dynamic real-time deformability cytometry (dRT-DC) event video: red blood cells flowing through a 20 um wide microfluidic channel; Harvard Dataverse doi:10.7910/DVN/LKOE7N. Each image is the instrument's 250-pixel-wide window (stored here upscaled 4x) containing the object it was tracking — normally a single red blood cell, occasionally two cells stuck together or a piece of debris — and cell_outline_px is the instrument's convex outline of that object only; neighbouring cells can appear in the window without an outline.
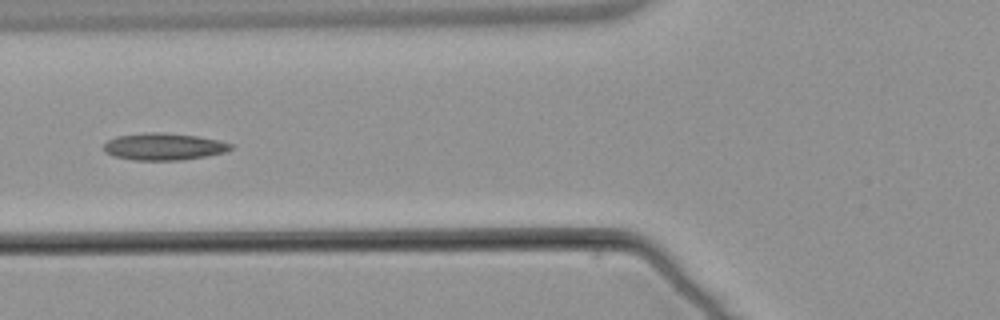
{"species": "common noctule bat (a hibernating species)", "species_latin": "Nyctalus noctula", "temperature_condition": "warm", "stored_images_in_passage": 8, "camera_frame_rate_fps": 3000, "um_per_image_px": 0.085, "animal": {"sex": "male", "body_mass_g": 21.5, "forearm_length_mm": 52.0}, "frame": {"image": 1, "passage_image": 5, "time_ms": 5.667, "image_size_px": [1000, 320], "cell_outline_px": [[232, 148], [224, 152], [208, 156], [180, 160], [132, 160], [112, 156], [104, 152], [104, 144], [108, 140], [116, 136], [148, 132], [160, 132], [196, 136], [216, 140], [232, 144]], "centroid_in_image_um": [13.87, 12.47], "position_along_channel_um": 111.9, "area_um2": 19.94}}